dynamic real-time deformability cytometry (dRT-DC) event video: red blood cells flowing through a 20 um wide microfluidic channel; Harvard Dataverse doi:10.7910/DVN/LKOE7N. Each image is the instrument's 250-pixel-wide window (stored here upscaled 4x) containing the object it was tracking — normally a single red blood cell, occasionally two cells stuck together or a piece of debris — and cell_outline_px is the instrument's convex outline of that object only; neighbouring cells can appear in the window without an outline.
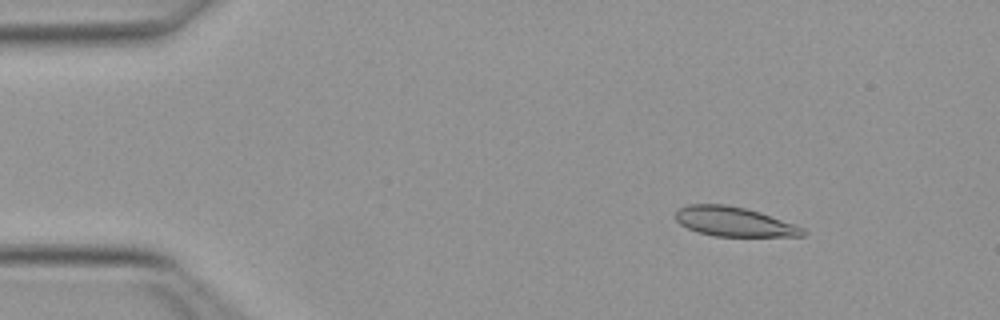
{"species": "Egyptian fruit bat (a non-hibernating species)", "species_latin": "Rousettus aegyptiacus", "temperature_condition": "warm", "stored_images_in_passage": 47, "camera_frame_rate_fps": 3000, "um_per_image_px": 0.085, "animal": {"sex": "female"}, "frame": {"image": 1, "passage_image": 3, "time_ms": 0.667, "image_size_px": [1000, 320], "cell_outline_px": [[808, 232], [804, 236], [716, 236], [700, 232], [688, 228], [680, 224], [676, 220], [676, 212], [680, 208], [688, 204], [724, 204], [744, 208], [760, 212], [804, 228]], "centroid_in_image_um": [62.41, 18.84], "position_along_channel_um": 22.6, "area_um2": 21.62}}
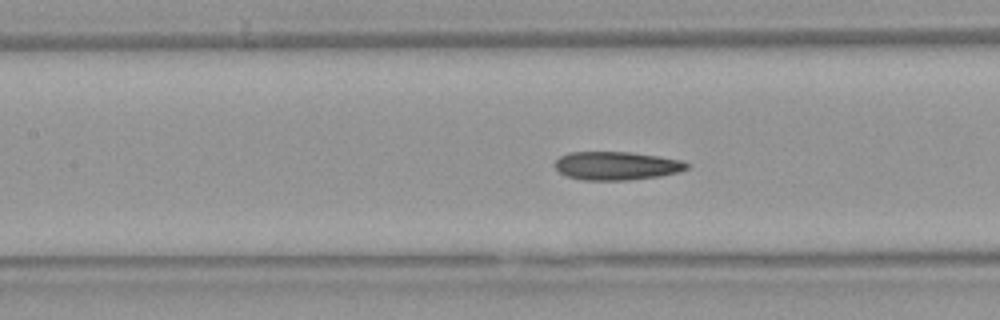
{"frame": {"image": 2, "passage_image": 19, "time_ms": 6.0, "image_size_px": [1000, 320], "cell_outline_px": [[692, 164], [688, 168], [680, 172], [660, 176], [628, 180], [580, 180], [568, 176], [560, 172], [556, 168], [556, 160], [560, 156], [568, 152], [632, 152], [684, 160]], "centroid_in_image_um": [52.47, 14.09], "position_along_channel_um": 154.9, "area_um2": 22.02}}
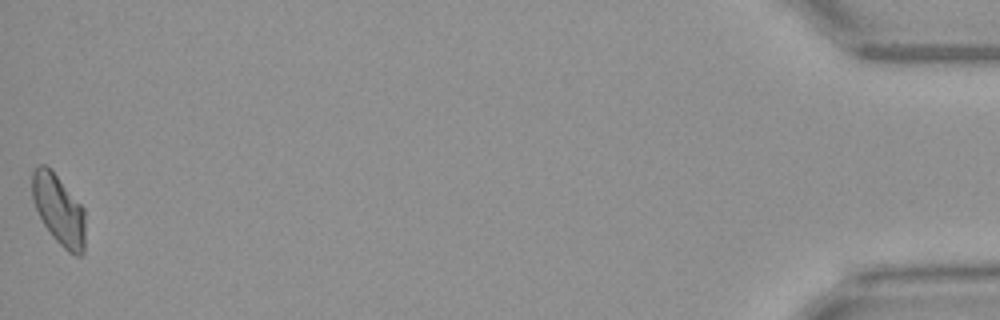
{"frame": {"image": 3, "passage_image": 47, "time_ms": 15.333, "image_size_px": [1000, 320], "cell_outline_px": [[84, 252], [80, 256], [76, 256], [68, 252], [52, 236], [44, 224], [32, 200], [32, 172], [40, 164], [44, 164], [56, 176], [84, 208]], "centroid_in_image_um": [4.99, 17.87], "position_along_channel_um": 430.2, "area_um2": 21.27}, "authors_computed_cell_mechanics": {"area_um2": 21.8484, "velocity_mm_per_s": 4.011, "shape_relaxation_time_tau1_ms": null, "shape_relaxation_time_tau2_ms": 4.1419, "deformation_change_tau1": null, "deformation_change_tau2": 0.1103}}